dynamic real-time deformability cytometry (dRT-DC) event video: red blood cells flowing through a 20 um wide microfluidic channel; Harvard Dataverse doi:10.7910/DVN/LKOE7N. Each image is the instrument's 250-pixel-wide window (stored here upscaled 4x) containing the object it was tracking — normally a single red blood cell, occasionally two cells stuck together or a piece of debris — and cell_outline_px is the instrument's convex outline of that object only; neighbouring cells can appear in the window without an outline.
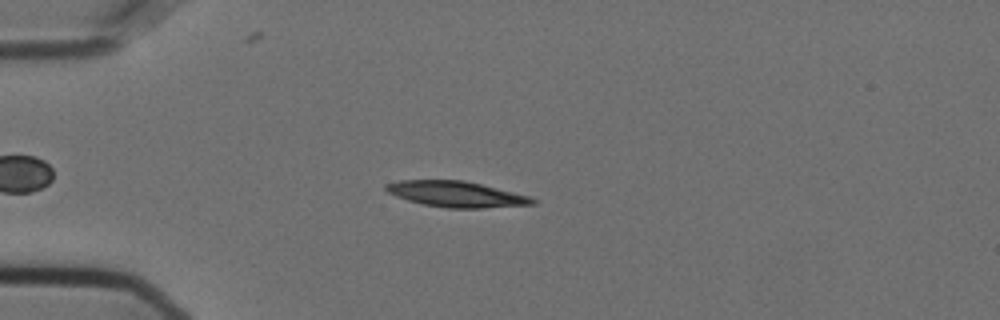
{"species": "Egyptian fruit bat (a non-hibernating species)", "species_latin": "Rousettus aegyptiacus", "temperature_condition": "cold", "stored_images_in_passage": 48, "camera_frame_rate_fps": 3000, "um_per_image_px": 0.085, "animal": {"sex": "female"}, "frame": {"image": 1, "passage_image": 15, "time_ms": 4.667, "image_size_px": [1000, 320], "cell_outline_px": [[536, 204], [484, 208], [448, 208], [420, 204], [396, 196], [388, 192], [384, 188], [384, 184], [400, 180], [464, 180], [528, 196], [536, 200]], "centroid_in_image_um": [38.73, 16.51], "position_along_channel_um": 46.3, "area_um2": 21.91}}
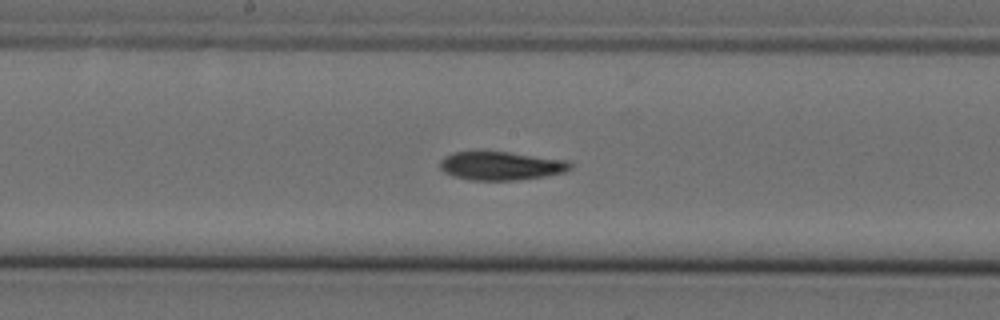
{"frame": {"image": 2, "passage_image": 30, "time_ms": 9.667, "image_size_px": [1000, 320], "cell_outline_px": [[572, 168], [564, 172], [544, 176], [516, 180], [468, 180], [452, 176], [444, 172], [440, 168], [440, 160], [444, 156], [452, 152], [508, 152], [572, 160]], "centroid_in_image_um": [42.6, 14.09], "position_along_channel_um": 205.6, "area_um2": 21.85}}
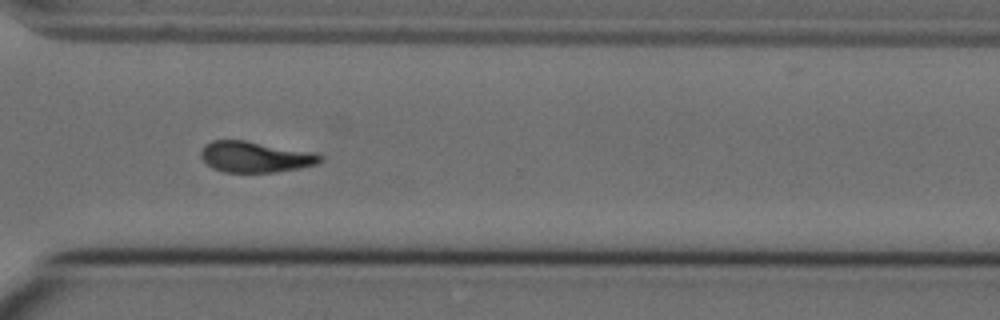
{"frame": {"image": 3, "passage_image": 42, "time_ms": 13.667, "image_size_px": [1000, 320], "cell_outline_px": [[324, 160], [316, 164], [300, 168], [276, 172], [224, 172], [212, 168], [200, 156], [200, 152], [204, 144], [212, 140], [244, 140], [316, 152], [324, 156]], "centroid_in_image_um": [21.72, 13.33], "position_along_channel_um": 348.9, "area_um2": 21.73}, "authors_computed_cell_mechanics": {"area_um2": 21.8484, "velocity_mm_per_s": 3.6091, "shape_relaxation_time_tau1_ms": 8.8415, "shape_relaxation_time_tau2_ms": null, "deformation_change_tau1": 0.1967, "deformation_change_tau2": null}}